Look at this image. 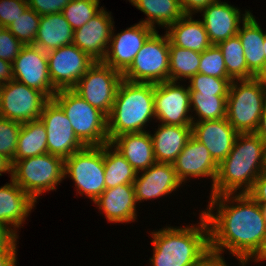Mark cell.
<instances>
[{
    "instance_id": "6da1fadb",
    "label": "cell",
    "mask_w": 266,
    "mask_h": 266,
    "mask_svg": "<svg viewBox=\"0 0 266 266\" xmlns=\"http://www.w3.org/2000/svg\"><path fill=\"white\" fill-rule=\"evenodd\" d=\"M209 197V205L201 213L209 226L210 248L222 253L228 250L238 264L246 266L266 232L259 203L248 193Z\"/></svg>"
},
{
    "instance_id": "7a4b0ae2",
    "label": "cell",
    "mask_w": 266,
    "mask_h": 266,
    "mask_svg": "<svg viewBox=\"0 0 266 266\" xmlns=\"http://www.w3.org/2000/svg\"><path fill=\"white\" fill-rule=\"evenodd\" d=\"M266 171V148L255 133H239L233 149L218 165L210 196L248 193Z\"/></svg>"
},
{
    "instance_id": "3957f363",
    "label": "cell",
    "mask_w": 266,
    "mask_h": 266,
    "mask_svg": "<svg viewBox=\"0 0 266 266\" xmlns=\"http://www.w3.org/2000/svg\"><path fill=\"white\" fill-rule=\"evenodd\" d=\"M199 222L190 226H166L150 232L151 266H195L210 247L209 226L200 212Z\"/></svg>"
},
{
    "instance_id": "277c9868",
    "label": "cell",
    "mask_w": 266,
    "mask_h": 266,
    "mask_svg": "<svg viewBox=\"0 0 266 266\" xmlns=\"http://www.w3.org/2000/svg\"><path fill=\"white\" fill-rule=\"evenodd\" d=\"M152 118L155 119L154 83L123 79L107 116L109 142L121 134L146 132Z\"/></svg>"
},
{
    "instance_id": "5b68a950",
    "label": "cell",
    "mask_w": 266,
    "mask_h": 266,
    "mask_svg": "<svg viewBox=\"0 0 266 266\" xmlns=\"http://www.w3.org/2000/svg\"><path fill=\"white\" fill-rule=\"evenodd\" d=\"M266 103V87L259 77L233 80L227 96L226 119L238 133H254Z\"/></svg>"
},
{
    "instance_id": "8992f818",
    "label": "cell",
    "mask_w": 266,
    "mask_h": 266,
    "mask_svg": "<svg viewBox=\"0 0 266 266\" xmlns=\"http://www.w3.org/2000/svg\"><path fill=\"white\" fill-rule=\"evenodd\" d=\"M64 111L74 133L85 146H102L109 142L107 116L90 105L72 89L58 90L52 98Z\"/></svg>"
},
{
    "instance_id": "52a82bcc",
    "label": "cell",
    "mask_w": 266,
    "mask_h": 266,
    "mask_svg": "<svg viewBox=\"0 0 266 266\" xmlns=\"http://www.w3.org/2000/svg\"><path fill=\"white\" fill-rule=\"evenodd\" d=\"M12 180L37 202L44 193L56 191L64 180V159L45 153L16 161Z\"/></svg>"
},
{
    "instance_id": "ba28073f",
    "label": "cell",
    "mask_w": 266,
    "mask_h": 266,
    "mask_svg": "<svg viewBox=\"0 0 266 266\" xmlns=\"http://www.w3.org/2000/svg\"><path fill=\"white\" fill-rule=\"evenodd\" d=\"M74 182L77 194L94 203L104 192V145L85 146L64 159V179Z\"/></svg>"
},
{
    "instance_id": "9c48e42d",
    "label": "cell",
    "mask_w": 266,
    "mask_h": 266,
    "mask_svg": "<svg viewBox=\"0 0 266 266\" xmlns=\"http://www.w3.org/2000/svg\"><path fill=\"white\" fill-rule=\"evenodd\" d=\"M169 38L156 30L122 74L130 82L161 83L169 80Z\"/></svg>"
},
{
    "instance_id": "30bf717a",
    "label": "cell",
    "mask_w": 266,
    "mask_h": 266,
    "mask_svg": "<svg viewBox=\"0 0 266 266\" xmlns=\"http://www.w3.org/2000/svg\"><path fill=\"white\" fill-rule=\"evenodd\" d=\"M122 80L123 76L120 72L102 61H96L72 90L108 116Z\"/></svg>"
},
{
    "instance_id": "8fae6325",
    "label": "cell",
    "mask_w": 266,
    "mask_h": 266,
    "mask_svg": "<svg viewBox=\"0 0 266 266\" xmlns=\"http://www.w3.org/2000/svg\"><path fill=\"white\" fill-rule=\"evenodd\" d=\"M48 100L41 91L13 79L0 86V117L19 123L37 120Z\"/></svg>"
},
{
    "instance_id": "7c38bea8",
    "label": "cell",
    "mask_w": 266,
    "mask_h": 266,
    "mask_svg": "<svg viewBox=\"0 0 266 266\" xmlns=\"http://www.w3.org/2000/svg\"><path fill=\"white\" fill-rule=\"evenodd\" d=\"M165 81L154 84L155 122L167 125H192L189 86Z\"/></svg>"
},
{
    "instance_id": "4fadbf2b",
    "label": "cell",
    "mask_w": 266,
    "mask_h": 266,
    "mask_svg": "<svg viewBox=\"0 0 266 266\" xmlns=\"http://www.w3.org/2000/svg\"><path fill=\"white\" fill-rule=\"evenodd\" d=\"M48 71L57 90L72 89L96 62L74 44L47 52Z\"/></svg>"
},
{
    "instance_id": "5bb4252c",
    "label": "cell",
    "mask_w": 266,
    "mask_h": 266,
    "mask_svg": "<svg viewBox=\"0 0 266 266\" xmlns=\"http://www.w3.org/2000/svg\"><path fill=\"white\" fill-rule=\"evenodd\" d=\"M39 119L46 128L48 153L66 159L85 147L74 133L70 120L53 99L45 103Z\"/></svg>"
},
{
    "instance_id": "9a60e30c",
    "label": "cell",
    "mask_w": 266,
    "mask_h": 266,
    "mask_svg": "<svg viewBox=\"0 0 266 266\" xmlns=\"http://www.w3.org/2000/svg\"><path fill=\"white\" fill-rule=\"evenodd\" d=\"M14 80L41 91L52 99L58 91L51 82L47 52L35 45H24L12 63Z\"/></svg>"
},
{
    "instance_id": "2e32d148",
    "label": "cell",
    "mask_w": 266,
    "mask_h": 266,
    "mask_svg": "<svg viewBox=\"0 0 266 266\" xmlns=\"http://www.w3.org/2000/svg\"><path fill=\"white\" fill-rule=\"evenodd\" d=\"M113 27L110 44L102 62L123 74L133 62L146 40L156 31L141 22L115 33Z\"/></svg>"
},
{
    "instance_id": "e0dca14e",
    "label": "cell",
    "mask_w": 266,
    "mask_h": 266,
    "mask_svg": "<svg viewBox=\"0 0 266 266\" xmlns=\"http://www.w3.org/2000/svg\"><path fill=\"white\" fill-rule=\"evenodd\" d=\"M182 187L173 163L155 162L146 170L138 172L133 182L137 203L171 195Z\"/></svg>"
},
{
    "instance_id": "ac0fdd59",
    "label": "cell",
    "mask_w": 266,
    "mask_h": 266,
    "mask_svg": "<svg viewBox=\"0 0 266 266\" xmlns=\"http://www.w3.org/2000/svg\"><path fill=\"white\" fill-rule=\"evenodd\" d=\"M199 13L202 16L201 21L210 43L217 45L219 42L237 35L240 25L251 14V11L245 10V13L241 14L238 7L216 0Z\"/></svg>"
},
{
    "instance_id": "d6986e66",
    "label": "cell",
    "mask_w": 266,
    "mask_h": 266,
    "mask_svg": "<svg viewBox=\"0 0 266 266\" xmlns=\"http://www.w3.org/2000/svg\"><path fill=\"white\" fill-rule=\"evenodd\" d=\"M114 23L111 12L103 7L86 24L74 30L73 44L93 60L102 61L110 44Z\"/></svg>"
},
{
    "instance_id": "ffe728a7",
    "label": "cell",
    "mask_w": 266,
    "mask_h": 266,
    "mask_svg": "<svg viewBox=\"0 0 266 266\" xmlns=\"http://www.w3.org/2000/svg\"><path fill=\"white\" fill-rule=\"evenodd\" d=\"M177 177L182 184L190 178H211V189L216 179L218 164L204 144L190 137L181 153L173 162Z\"/></svg>"
},
{
    "instance_id": "44dd1931",
    "label": "cell",
    "mask_w": 266,
    "mask_h": 266,
    "mask_svg": "<svg viewBox=\"0 0 266 266\" xmlns=\"http://www.w3.org/2000/svg\"><path fill=\"white\" fill-rule=\"evenodd\" d=\"M192 136L209 150L219 165L231 152L238 132L224 119L193 122Z\"/></svg>"
},
{
    "instance_id": "7402d4cb",
    "label": "cell",
    "mask_w": 266,
    "mask_h": 266,
    "mask_svg": "<svg viewBox=\"0 0 266 266\" xmlns=\"http://www.w3.org/2000/svg\"><path fill=\"white\" fill-rule=\"evenodd\" d=\"M96 208L113 224L130 223L137 220V202L133 184L105 189L94 202Z\"/></svg>"
},
{
    "instance_id": "603a6c76",
    "label": "cell",
    "mask_w": 266,
    "mask_h": 266,
    "mask_svg": "<svg viewBox=\"0 0 266 266\" xmlns=\"http://www.w3.org/2000/svg\"><path fill=\"white\" fill-rule=\"evenodd\" d=\"M9 181L0 186V221L19 237V229L37 202L12 179Z\"/></svg>"
},
{
    "instance_id": "cb8c5ba5",
    "label": "cell",
    "mask_w": 266,
    "mask_h": 266,
    "mask_svg": "<svg viewBox=\"0 0 266 266\" xmlns=\"http://www.w3.org/2000/svg\"><path fill=\"white\" fill-rule=\"evenodd\" d=\"M110 144L131 164L136 173L156 162L149 131L121 134Z\"/></svg>"
},
{
    "instance_id": "d4e9b609",
    "label": "cell",
    "mask_w": 266,
    "mask_h": 266,
    "mask_svg": "<svg viewBox=\"0 0 266 266\" xmlns=\"http://www.w3.org/2000/svg\"><path fill=\"white\" fill-rule=\"evenodd\" d=\"M150 136L156 162L173 163L192 136L191 125L158 124Z\"/></svg>"
},
{
    "instance_id": "484cf974",
    "label": "cell",
    "mask_w": 266,
    "mask_h": 266,
    "mask_svg": "<svg viewBox=\"0 0 266 266\" xmlns=\"http://www.w3.org/2000/svg\"><path fill=\"white\" fill-rule=\"evenodd\" d=\"M251 13L240 25L237 33L244 48V56L248 69L259 77L265 70L264 39L265 31Z\"/></svg>"
},
{
    "instance_id": "4316f807",
    "label": "cell",
    "mask_w": 266,
    "mask_h": 266,
    "mask_svg": "<svg viewBox=\"0 0 266 266\" xmlns=\"http://www.w3.org/2000/svg\"><path fill=\"white\" fill-rule=\"evenodd\" d=\"M193 17V15H184L169 25L164 33L173 45L202 53L212 44L201 19L194 20Z\"/></svg>"
},
{
    "instance_id": "83f0119b",
    "label": "cell",
    "mask_w": 266,
    "mask_h": 266,
    "mask_svg": "<svg viewBox=\"0 0 266 266\" xmlns=\"http://www.w3.org/2000/svg\"><path fill=\"white\" fill-rule=\"evenodd\" d=\"M74 30L60 13L41 16L33 45L45 52L73 44Z\"/></svg>"
},
{
    "instance_id": "f1b7e54d",
    "label": "cell",
    "mask_w": 266,
    "mask_h": 266,
    "mask_svg": "<svg viewBox=\"0 0 266 266\" xmlns=\"http://www.w3.org/2000/svg\"><path fill=\"white\" fill-rule=\"evenodd\" d=\"M131 5L144 13L147 17L139 22L151 26L156 25L165 29L177 22L185 14L179 0H128Z\"/></svg>"
},
{
    "instance_id": "f546056e",
    "label": "cell",
    "mask_w": 266,
    "mask_h": 266,
    "mask_svg": "<svg viewBox=\"0 0 266 266\" xmlns=\"http://www.w3.org/2000/svg\"><path fill=\"white\" fill-rule=\"evenodd\" d=\"M48 153L47 132L44 124L40 119L22 123L18 136L16 153L11 162L13 165L16 161Z\"/></svg>"
},
{
    "instance_id": "4dcf8cb0",
    "label": "cell",
    "mask_w": 266,
    "mask_h": 266,
    "mask_svg": "<svg viewBox=\"0 0 266 266\" xmlns=\"http://www.w3.org/2000/svg\"><path fill=\"white\" fill-rule=\"evenodd\" d=\"M104 173L106 189L133 184L137 174L131 164L110 143L104 145Z\"/></svg>"
},
{
    "instance_id": "1f68e13d",
    "label": "cell",
    "mask_w": 266,
    "mask_h": 266,
    "mask_svg": "<svg viewBox=\"0 0 266 266\" xmlns=\"http://www.w3.org/2000/svg\"><path fill=\"white\" fill-rule=\"evenodd\" d=\"M201 53L169 43V80L186 81L199 73ZM186 79V80H185Z\"/></svg>"
},
{
    "instance_id": "d6a6232c",
    "label": "cell",
    "mask_w": 266,
    "mask_h": 266,
    "mask_svg": "<svg viewBox=\"0 0 266 266\" xmlns=\"http://www.w3.org/2000/svg\"><path fill=\"white\" fill-rule=\"evenodd\" d=\"M217 46L223 54L227 74L232 80L256 77L247 67L244 48L238 35L219 42Z\"/></svg>"
},
{
    "instance_id": "836d02e7",
    "label": "cell",
    "mask_w": 266,
    "mask_h": 266,
    "mask_svg": "<svg viewBox=\"0 0 266 266\" xmlns=\"http://www.w3.org/2000/svg\"><path fill=\"white\" fill-rule=\"evenodd\" d=\"M190 107L191 115L195 113L192 115L193 122L224 119L226 118L227 96L202 95L190 91Z\"/></svg>"
},
{
    "instance_id": "e575fe53",
    "label": "cell",
    "mask_w": 266,
    "mask_h": 266,
    "mask_svg": "<svg viewBox=\"0 0 266 266\" xmlns=\"http://www.w3.org/2000/svg\"><path fill=\"white\" fill-rule=\"evenodd\" d=\"M99 3L100 0H71L61 13L72 29L76 30L86 24L103 8L100 7Z\"/></svg>"
},
{
    "instance_id": "d590c367",
    "label": "cell",
    "mask_w": 266,
    "mask_h": 266,
    "mask_svg": "<svg viewBox=\"0 0 266 266\" xmlns=\"http://www.w3.org/2000/svg\"><path fill=\"white\" fill-rule=\"evenodd\" d=\"M41 16L27 7L24 13L13 21L7 29L23 44L32 45L40 24Z\"/></svg>"
},
{
    "instance_id": "8d00e7d4",
    "label": "cell",
    "mask_w": 266,
    "mask_h": 266,
    "mask_svg": "<svg viewBox=\"0 0 266 266\" xmlns=\"http://www.w3.org/2000/svg\"><path fill=\"white\" fill-rule=\"evenodd\" d=\"M232 79H220L197 73L188 80L189 91L200 94L228 96V91Z\"/></svg>"
},
{
    "instance_id": "74e56055",
    "label": "cell",
    "mask_w": 266,
    "mask_h": 266,
    "mask_svg": "<svg viewBox=\"0 0 266 266\" xmlns=\"http://www.w3.org/2000/svg\"><path fill=\"white\" fill-rule=\"evenodd\" d=\"M199 73L220 79H231L227 74L223 54L217 45H211L201 53Z\"/></svg>"
},
{
    "instance_id": "f35d334b",
    "label": "cell",
    "mask_w": 266,
    "mask_h": 266,
    "mask_svg": "<svg viewBox=\"0 0 266 266\" xmlns=\"http://www.w3.org/2000/svg\"><path fill=\"white\" fill-rule=\"evenodd\" d=\"M22 123L0 117V154L11 162L16 153L18 136Z\"/></svg>"
},
{
    "instance_id": "ab89813d",
    "label": "cell",
    "mask_w": 266,
    "mask_h": 266,
    "mask_svg": "<svg viewBox=\"0 0 266 266\" xmlns=\"http://www.w3.org/2000/svg\"><path fill=\"white\" fill-rule=\"evenodd\" d=\"M28 7L27 0H0V23L7 28Z\"/></svg>"
},
{
    "instance_id": "60d3db41",
    "label": "cell",
    "mask_w": 266,
    "mask_h": 266,
    "mask_svg": "<svg viewBox=\"0 0 266 266\" xmlns=\"http://www.w3.org/2000/svg\"><path fill=\"white\" fill-rule=\"evenodd\" d=\"M24 45L7 29L0 34V58L10 63L16 59Z\"/></svg>"
},
{
    "instance_id": "b9f144b4",
    "label": "cell",
    "mask_w": 266,
    "mask_h": 266,
    "mask_svg": "<svg viewBox=\"0 0 266 266\" xmlns=\"http://www.w3.org/2000/svg\"><path fill=\"white\" fill-rule=\"evenodd\" d=\"M71 0H27L28 7L40 16L60 13Z\"/></svg>"
},
{
    "instance_id": "7bdbcfd3",
    "label": "cell",
    "mask_w": 266,
    "mask_h": 266,
    "mask_svg": "<svg viewBox=\"0 0 266 266\" xmlns=\"http://www.w3.org/2000/svg\"><path fill=\"white\" fill-rule=\"evenodd\" d=\"M19 237L0 221V252H17Z\"/></svg>"
},
{
    "instance_id": "ee69618b",
    "label": "cell",
    "mask_w": 266,
    "mask_h": 266,
    "mask_svg": "<svg viewBox=\"0 0 266 266\" xmlns=\"http://www.w3.org/2000/svg\"><path fill=\"white\" fill-rule=\"evenodd\" d=\"M222 254V252L209 247L208 250L199 258L195 266H229Z\"/></svg>"
},
{
    "instance_id": "f6af8a7d",
    "label": "cell",
    "mask_w": 266,
    "mask_h": 266,
    "mask_svg": "<svg viewBox=\"0 0 266 266\" xmlns=\"http://www.w3.org/2000/svg\"><path fill=\"white\" fill-rule=\"evenodd\" d=\"M248 194L258 203H266V171L262 172L255 180Z\"/></svg>"
},
{
    "instance_id": "bcb514c9",
    "label": "cell",
    "mask_w": 266,
    "mask_h": 266,
    "mask_svg": "<svg viewBox=\"0 0 266 266\" xmlns=\"http://www.w3.org/2000/svg\"><path fill=\"white\" fill-rule=\"evenodd\" d=\"M216 0H179L185 15H194Z\"/></svg>"
},
{
    "instance_id": "7dc6e473",
    "label": "cell",
    "mask_w": 266,
    "mask_h": 266,
    "mask_svg": "<svg viewBox=\"0 0 266 266\" xmlns=\"http://www.w3.org/2000/svg\"><path fill=\"white\" fill-rule=\"evenodd\" d=\"M14 79L12 63L0 58V85Z\"/></svg>"
},
{
    "instance_id": "c3c4849f",
    "label": "cell",
    "mask_w": 266,
    "mask_h": 266,
    "mask_svg": "<svg viewBox=\"0 0 266 266\" xmlns=\"http://www.w3.org/2000/svg\"><path fill=\"white\" fill-rule=\"evenodd\" d=\"M254 259V260H253ZM255 263L266 261V232L263 235L262 241L258 249L247 259V264L251 261Z\"/></svg>"
},
{
    "instance_id": "681fc988",
    "label": "cell",
    "mask_w": 266,
    "mask_h": 266,
    "mask_svg": "<svg viewBox=\"0 0 266 266\" xmlns=\"http://www.w3.org/2000/svg\"><path fill=\"white\" fill-rule=\"evenodd\" d=\"M254 133L261 139L266 148V103L260 116L258 127Z\"/></svg>"
},
{
    "instance_id": "f907efd6",
    "label": "cell",
    "mask_w": 266,
    "mask_h": 266,
    "mask_svg": "<svg viewBox=\"0 0 266 266\" xmlns=\"http://www.w3.org/2000/svg\"><path fill=\"white\" fill-rule=\"evenodd\" d=\"M17 252H0V266H17Z\"/></svg>"
},
{
    "instance_id": "816d5d0a",
    "label": "cell",
    "mask_w": 266,
    "mask_h": 266,
    "mask_svg": "<svg viewBox=\"0 0 266 266\" xmlns=\"http://www.w3.org/2000/svg\"><path fill=\"white\" fill-rule=\"evenodd\" d=\"M2 173L10 174V179H12V164L11 161L4 155L0 154V176Z\"/></svg>"
},
{
    "instance_id": "f5cc1de1",
    "label": "cell",
    "mask_w": 266,
    "mask_h": 266,
    "mask_svg": "<svg viewBox=\"0 0 266 266\" xmlns=\"http://www.w3.org/2000/svg\"><path fill=\"white\" fill-rule=\"evenodd\" d=\"M259 78L261 79V81L263 82V84L266 87V68L265 70L261 73V75L259 76Z\"/></svg>"
},
{
    "instance_id": "db71d44e",
    "label": "cell",
    "mask_w": 266,
    "mask_h": 266,
    "mask_svg": "<svg viewBox=\"0 0 266 266\" xmlns=\"http://www.w3.org/2000/svg\"><path fill=\"white\" fill-rule=\"evenodd\" d=\"M261 209H262V212H263V216L265 218V221H266V203H259Z\"/></svg>"
},
{
    "instance_id": "11a10c76",
    "label": "cell",
    "mask_w": 266,
    "mask_h": 266,
    "mask_svg": "<svg viewBox=\"0 0 266 266\" xmlns=\"http://www.w3.org/2000/svg\"><path fill=\"white\" fill-rule=\"evenodd\" d=\"M264 54H265V68H266V31H265V39H264Z\"/></svg>"
},
{
    "instance_id": "9f6ffc18",
    "label": "cell",
    "mask_w": 266,
    "mask_h": 266,
    "mask_svg": "<svg viewBox=\"0 0 266 266\" xmlns=\"http://www.w3.org/2000/svg\"><path fill=\"white\" fill-rule=\"evenodd\" d=\"M4 28H5V27L0 23V34H1V32L3 31Z\"/></svg>"
}]
</instances>
